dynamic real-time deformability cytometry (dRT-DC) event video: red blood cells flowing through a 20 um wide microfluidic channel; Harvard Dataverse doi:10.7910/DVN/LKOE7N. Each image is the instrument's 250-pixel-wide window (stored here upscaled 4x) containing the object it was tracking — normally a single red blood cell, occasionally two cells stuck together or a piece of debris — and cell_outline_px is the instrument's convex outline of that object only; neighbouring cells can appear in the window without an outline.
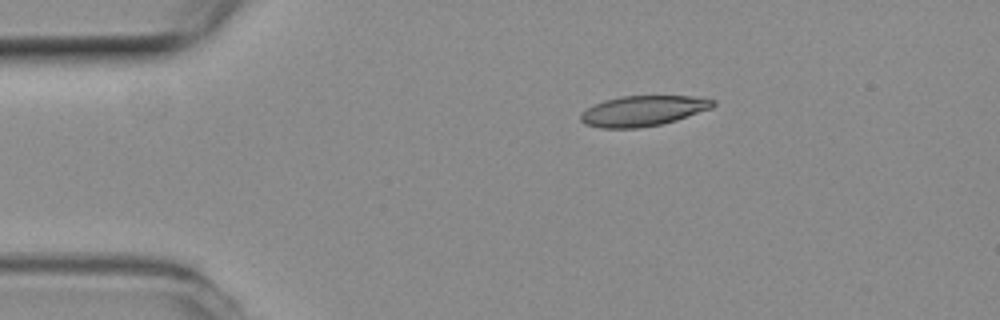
{"species": "common noctule bat (a hibernating species)", "species_latin": "Nyctalus noctula", "temperature_condition": "room temperature", "stored_images_in_passage": 6, "camera_frame_rate_fps": 3000, "um_per_image_px": 0.085, "animal": {"sex": "female", "body_mass_g": 19.3, "forearm_length_mm": 54.1}, "frame": {"image": 1, "passage_image": 2, "time_ms": 0.333, "image_size_px": [1000, 320], "cell_outline_px": [[716, 104], [712, 108], [676, 120], [660, 124], [640, 128], [600, 128], [584, 124], [580, 120], [580, 112], [604, 100], [624, 96], [692, 96], [716, 100]], "centroid_in_image_um": [54.65, 9.43], "position_along_channel_um": 30.4, "area_um2": 23.41}}
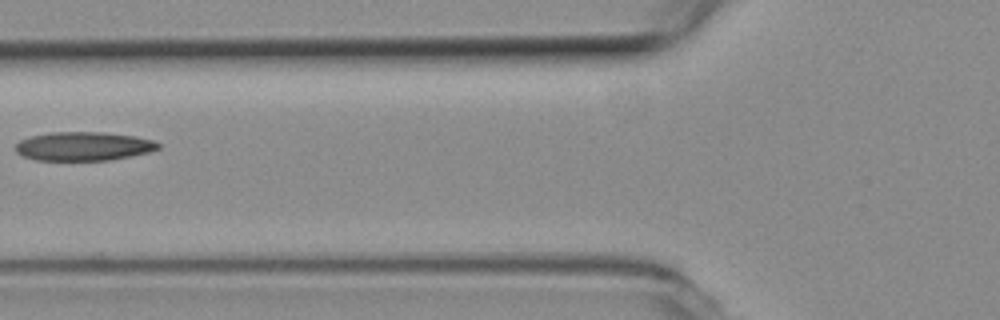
{"frame": {"image": 2, "passage_image": 5, "time_ms": 1.333, "image_size_px": [1000, 320], "cell_outline_px": [[160, 148], [148, 152], [132, 156], [108, 160], [36, 160], [24, 156], [16, 152], [16, 144], [20, 140], [32, 136], [52, 132], [104, 132], [136, 136], [152, 140], [160, 144]], "centroid_in_image_um": [7.12, 12.43], "position_along_channel_um": 118.7, "area_um2": 23.87}}
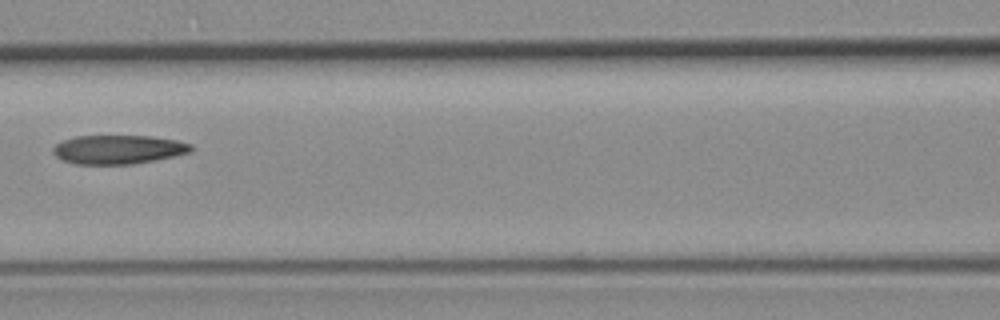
{"frame": {"image": 3, "passage_image": 6, "time_ms": 1.667, "image_size_px": [1000, 320], "cell_outline_px": [[192, 148], [188, 152], [172, 156], [132, 164], [76, 164], [64, 160], [56, 156], [52, 152], [52, 148], [56, 144], [64, 140], [76, 136], [152, 136], [176, 140], [192, 144]], "centroid_in_image_um": [10.02, 12.7], "position_along_channel_um": 156.6, "area_um2": 22.95}}